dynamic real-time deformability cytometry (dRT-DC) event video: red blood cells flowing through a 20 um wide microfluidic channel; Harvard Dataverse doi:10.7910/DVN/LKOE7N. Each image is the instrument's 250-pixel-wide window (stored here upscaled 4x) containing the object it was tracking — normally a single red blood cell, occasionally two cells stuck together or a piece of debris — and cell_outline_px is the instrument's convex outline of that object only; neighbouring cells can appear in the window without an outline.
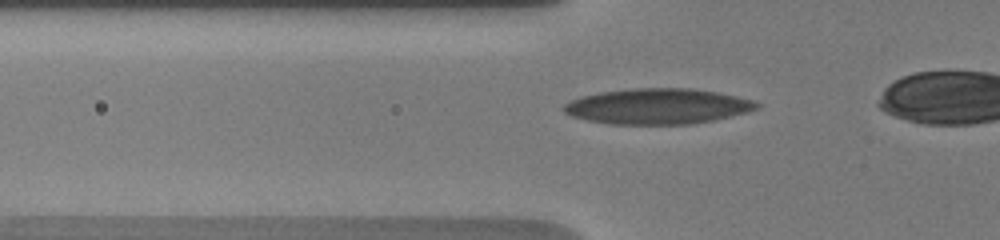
{"species": "human", "species_latin": "Homo sapiens", "temperature_condition": "warm", "stored_images_in_passage": 15, "camera_frame_rate_fps": 3000, "um_per_image_px": 0.085, "donor": {"sex": "male"}, "frame": {"image": 1, "passage_image": 12, "time_ms": 4.667, "image_size_px": [1000, 240], "cell_outline_px": [[760, 104], [756, 108], [748, 112], [716, 120], [688, 124], [612, 124], [588, 120], [572, 116], [564, 112], [560, 108], [564, 104], [580, 96], [600, 92], [632, 88], [692, 88], [716, 92], [736, 96], [752, 100]], "centroid_in_image_um": [55.88, 9.03], "position_along_channel_um": 69.9, "area_um2": 40.0}}